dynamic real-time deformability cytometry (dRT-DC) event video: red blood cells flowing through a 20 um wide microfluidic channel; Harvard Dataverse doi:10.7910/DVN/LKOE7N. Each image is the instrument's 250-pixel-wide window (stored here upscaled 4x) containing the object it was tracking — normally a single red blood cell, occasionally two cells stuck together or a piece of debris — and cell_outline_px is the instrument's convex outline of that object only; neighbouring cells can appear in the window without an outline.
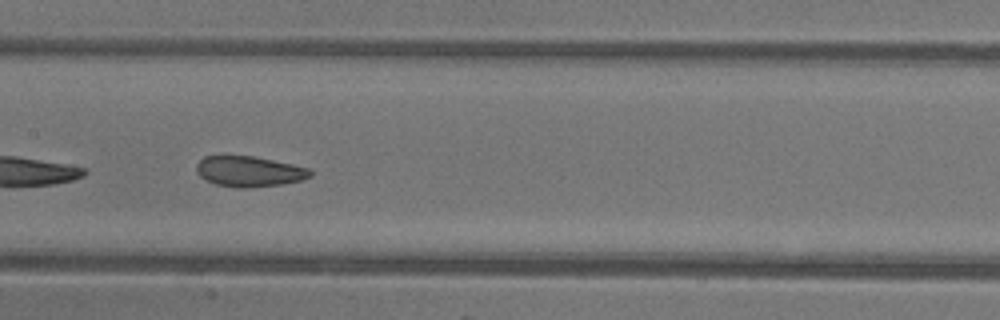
{"species": "common noctule bat (a hibernating species)", "species_latin": "Nyctalus noctula", "temperature_condition": "warm", "stored_images_in_passage": 30, "camera_frame_rate_fps": 3000, "um_per_image_px": 0.085, "animal": {"sex": "female"}, "frame": {"image": 1, "passage_image": 9, "time_ms": 2.667, "image_size_px": [1000, 320], "cell_outline_px": [[312, 176], [304, 180], [280, 184], [248, 188], [236, 188], [216, 184], [204, 180], [196, 172], [196, 164], [204, 156], [252, 156], [292, 164], [308, 168], [312, 172]], "centroid_in_image_um": [21.16, 14.58], "position_along_channel_um": 186.2, "area_um2": 20.29}}
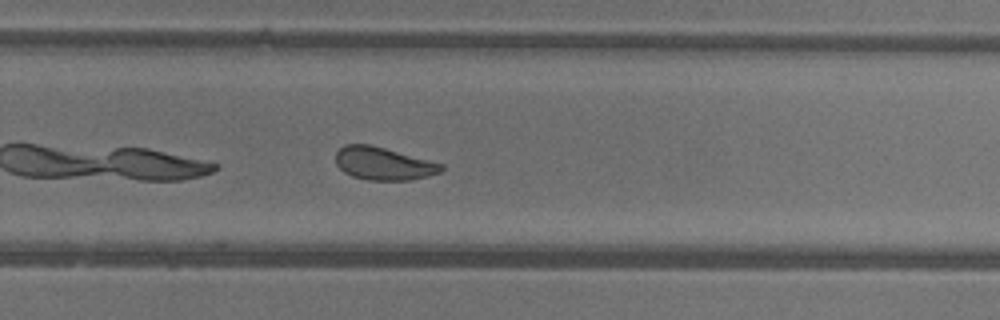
{"frame": {"image": 2, "passage_image": 17, "time_ms": 5.333, "image_size_px": [1000, 320], "cell_outline_px": [[444, 168], [440, 172], [428, 176], [412, 180], [368, 180], [352, 176], [344, 172], [336, 164], [336, 152], [344, 144], [368, 144], [384, 148], [444, 164]], "centroid_in_image_um": [32.59, 13.91], "position_along_channel_um": 297.2, "area_um2": 20.11}}
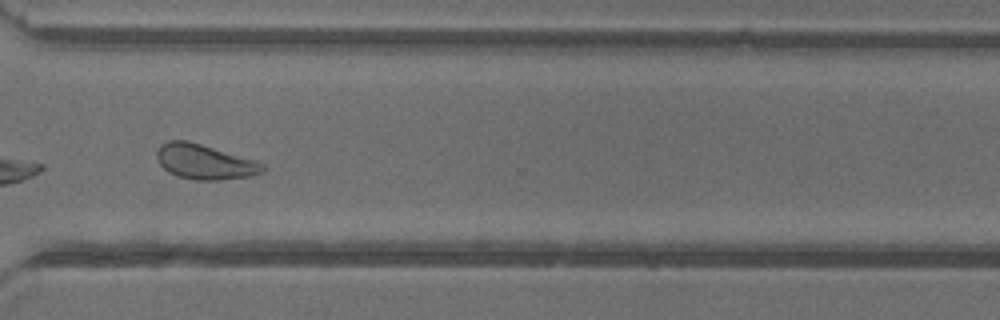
{"frame": {"image": 3, "passage_image": 21, "time_ms": 6.667, "image_size_px": [1000, 320], "cell_outline_px": [[268, 168], [260, 172], [248, 176], [216, 180], [196, 180], [180, 176], [168, 172], [160, 164], [156, 156], [156, 148], [160, 144], [168, 140], [188, 140], [256, 160], [264, 164]], "centroid_in_image_um": [17.37, 13.73], "position_along_channel_um": 353.2, "area_um2": 21.56}, "authors_computed_cell_mechanics": {"area_um2": 20.808, "velocity_mm_per_s": 4.1779, "shape_relaxation_time_tau1_ms": 10.7635, "shape_relaxation_time_tau2_ms": 1.055, "deformation_change_tau1": 0.209, "deformation_change_tau2": 0.0705}}